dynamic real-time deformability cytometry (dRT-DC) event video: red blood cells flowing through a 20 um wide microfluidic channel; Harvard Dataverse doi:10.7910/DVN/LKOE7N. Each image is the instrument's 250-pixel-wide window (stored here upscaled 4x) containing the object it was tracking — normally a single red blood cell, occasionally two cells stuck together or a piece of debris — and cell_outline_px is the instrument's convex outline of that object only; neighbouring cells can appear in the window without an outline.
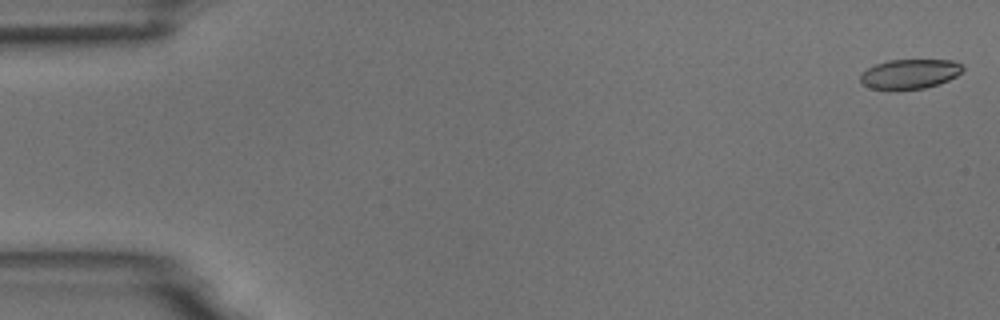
{"species": "common noctule bat (a hibernating species)", "species_latin": "Nyctalus noctula", "temperature_condition": "room temperature", "stored_images_in_passage": 5, "camera_frame_rate_fps": 3000, "um_per_image_px": 0.085, "animal": {"sex": "male", "body_mass_g": 18.8}, "frame": {"image": 1, "passage_image": 1, "time_ms": 0.0, "image_size_px": [1000, 320], "cell_outline_px": [[964, 68], [956, 76], [948, 80], [924, 88], [872, 88], [864, 84], [860, 80], [860, 72], [876, 64], [888, 60], [952, 60], [964, 64]], "centroid_in_image_um": [77.35, 6.25], "position_along_channel_um": 7.6, "area_um2": 17.28}}
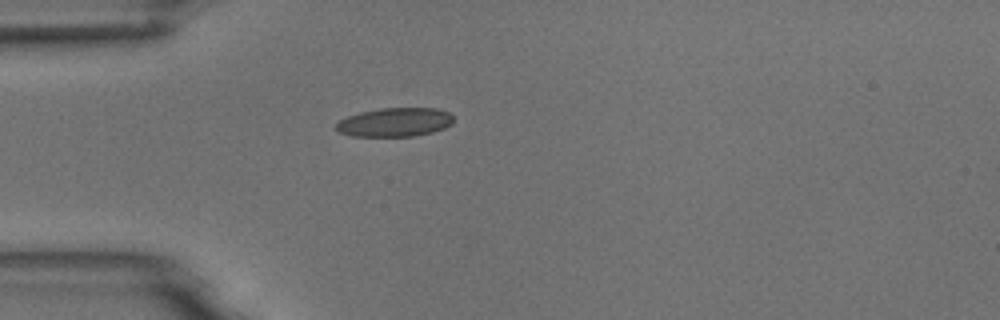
{"frame": {"image": 2, "passage_image": 5, "time_ms": 4.667, "image_size_px": [1000, 320], "cell_outline_px": [[452, 124], [444, 128], [432, 132], [412, 136], [352, 136], [340, 132], [336, 128], [336, 124], [340, 120], [348, 116], [360, 112], [380, 108], [440, 108], [448, 112], [452, 116]], "centroid_in_image_um": [33.58, 10.38], "position_along_channel_um": 51.4, "area_um2": 19.65}}